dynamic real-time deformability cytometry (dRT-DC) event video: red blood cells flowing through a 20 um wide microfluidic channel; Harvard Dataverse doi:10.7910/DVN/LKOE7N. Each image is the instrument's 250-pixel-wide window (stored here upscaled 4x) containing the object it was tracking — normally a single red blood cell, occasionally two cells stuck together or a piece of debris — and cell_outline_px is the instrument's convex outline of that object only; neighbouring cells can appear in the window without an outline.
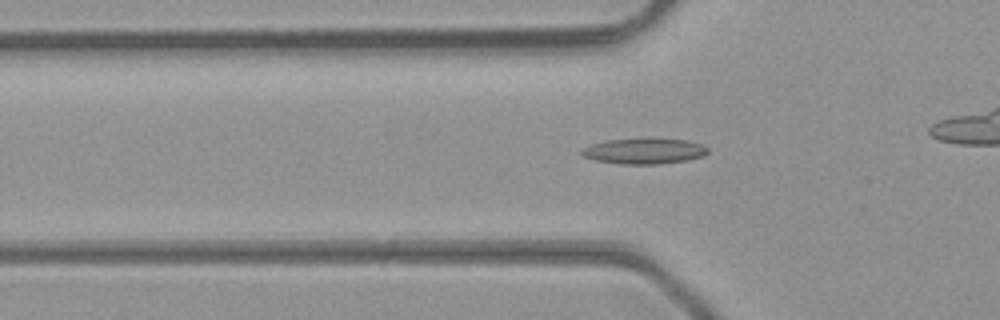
{"species": "common noctule bat (a hibernating species)", "species_latin": "Nyctalus noctula", "temperature_condition": "room temperature", "stored_images_in_passage": 39, "camera_frame_rate_fps": 3000, "um_per_image_px": 0.085, "animal": {"sex": "male", "body_mass_g": 23.1, "forearm_length_mm": 52.7}, "frame": {"image": 1, "passage_image": 17, "time_ms": 5.333, "image_size_px": [1000, 320], "cell_outline_px": [[708, 152], [704, 156], [688, 160], [660, 164], [620, 164], [596, 160], [584, 156], [580, 152], [580, 148], [592, 144], [608, 140], [688, 140], [700, 144], [708, 148]], "centroid_in_image_um": [54.75, 12.87], "position_along_channel_um": 71.0, "area_um2": 18.38}}
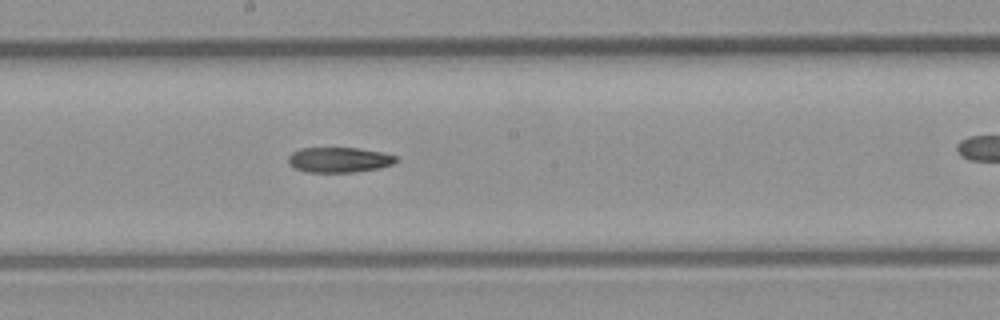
{"frame": {"image": 2, "passage_image": 27, "time_ms": 8.667, "image_size_px": [1000, 320], "cell_outline_px": [[400, 160], [392, 164], [380, 168], [352, 172], [308, 172], [296, 168], [288, 164], [288, 156], [292, 152], [300, 148], [356, 148], [384, 152], [396, 156]], "centroid_in_image_um": [28.84, 13.58], "position_along_channel_um": 219.4, "area_um2": 15.9}}
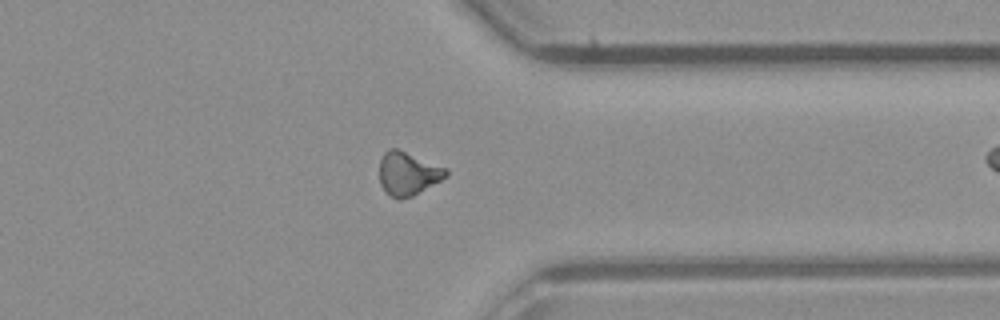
{"frame": {"image": 3, "passage_image": 38, "time_ms": 12.333, "image_size_px": [1000, 320], "cell_outline_px": [[448, 176], [412, 196], [400, 200], [396, 200], [384, 192], [380, 184], [380, 156], [388, 148], [396, 148], [448, 168]], "centroid_in_image_um": [34.65, 14.76], "position_along_channel_um": 376.7, "area_um2": 17.05}}